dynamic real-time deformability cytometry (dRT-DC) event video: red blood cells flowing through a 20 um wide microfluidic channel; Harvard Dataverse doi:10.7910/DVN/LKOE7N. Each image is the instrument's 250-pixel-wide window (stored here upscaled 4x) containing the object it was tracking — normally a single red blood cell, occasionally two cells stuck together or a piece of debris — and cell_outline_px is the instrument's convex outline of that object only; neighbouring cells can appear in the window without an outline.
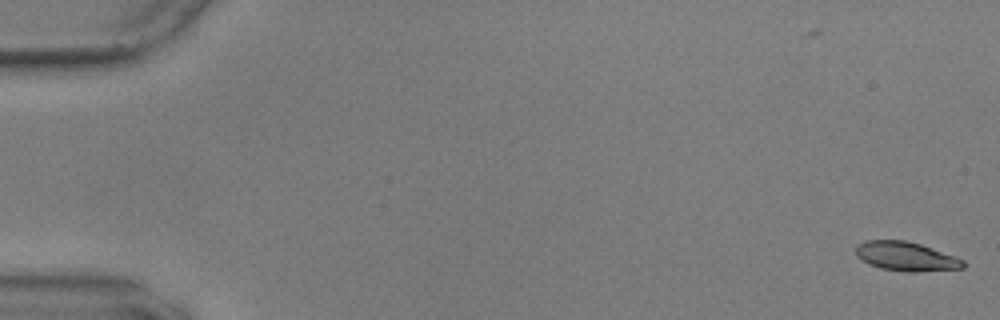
{"species": "common noctule bat (a hibernating species)", "species_latin": "Nyctalus noctula", "temperature_condition": "warm", "stored_images_in_passage": 4, "camera_frame_rate_fps": 3000, "um_per_image_px": 0.085, "animal": {"sex": "male", "body_mass_g": 17.9, "forearm_length_mm": 54.2}, "frame": {"image": 1, "passage_image": 4, "time_ms": 1.0, "image_size_px": [1000, 320], "cell_outline_px": [[964, 268], [916, 272], [908, 272], [880, 268], [868, 264], [856, 256], [856, 248], [864, 240], [908, 240], [956, 256], [964, 260]], "centroid_in_image_um": [77.02, 21.79], "position_along_channel_um": 8.0, "area_um2": 18.26}}